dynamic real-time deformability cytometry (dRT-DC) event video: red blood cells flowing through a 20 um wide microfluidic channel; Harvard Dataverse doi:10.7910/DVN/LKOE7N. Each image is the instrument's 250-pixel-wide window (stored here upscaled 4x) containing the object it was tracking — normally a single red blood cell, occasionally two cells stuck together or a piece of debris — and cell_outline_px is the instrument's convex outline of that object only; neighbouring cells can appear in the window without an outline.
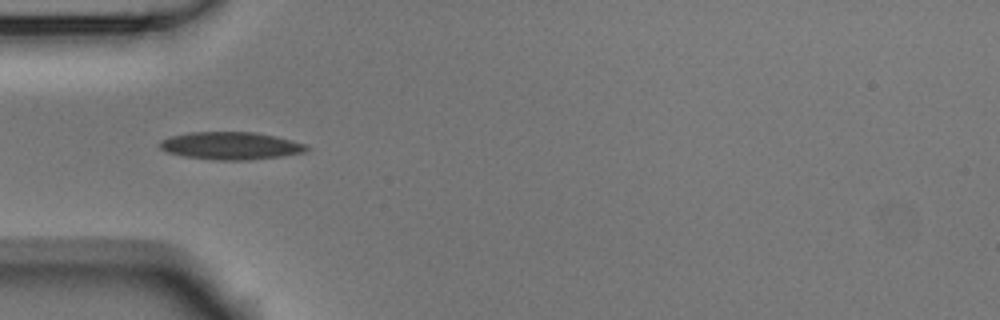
{"species": "Egyptian fruit bat (a non-hibernating species)", "species_latin": "Rousettus aegyptiacus", "temperature_condition": "room temperature", "stored_images_in_passage": 8, "camera_frame_rate_fps": 3000, "um_per_image_px": 0.085, "animal": {"sex": "male"}, "frame": {"image": 1, "passage_image": 4, "time_ms": 1.0, "image_size_px": [1000, 320], "cell_outline_px": [[308, 148], [304, 152], [280, 156], [248, 160], [220, 160], [184, 156], [168, 152], [160, 148], [156, 144], [160, 140], [168, 136], [188, 132], [256, 132], [276, 136], [292, 140], [304, 144]], "centroid_in_image_um": [19.55, 12.37], "position_along_channel_um": 65.5, "area_um2": 23.58}}
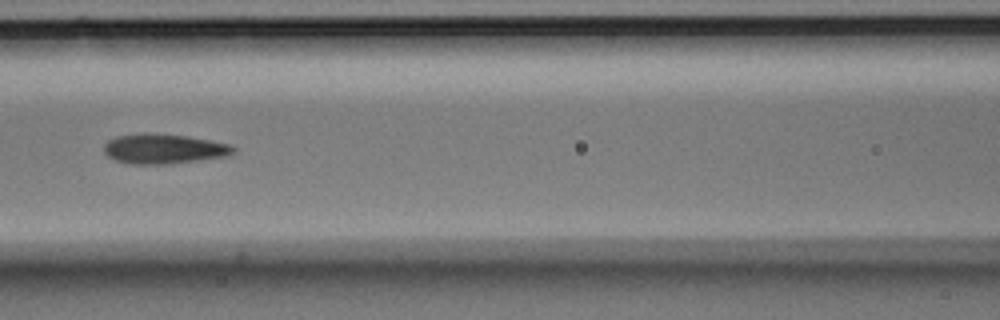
{"frame": {"image": 2, "passage_image": 6, "time_ms": 1.667, "image_size_px": [1000, 320], "cell_outline_px": [[236, 152], [228, 156], [172, 164], [128, 164], [116, 160], [108, 156], [104, 152], [104, 144], [108, 140], [116, 136], [144, 132], [188, 136], [232, 144], [236, 148]], "centroid_in_image_um": [13.95, 12.65], "position_along_channel_um": 152.6, "area_um2": 22.89}}
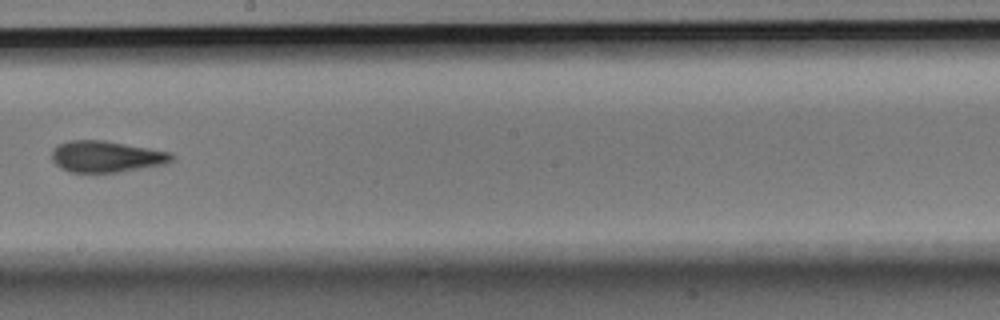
{"frame": {"image": 3, "passage_image": 8, "time_ms": 2.333, "image_size_px": [1000, 320], "cell_outline_px": [[176, 156], [172, 160], [164, 164], [116, 172], [68, 172], [60, 168], [52, 160], [52, 148], [56, 144], [68, 140], [104, 140], [172, 152]], "centroid_in_image_um": [9.0, 13.29], "position_along_channel_um": 239.2, "area_um2": 22.02}}